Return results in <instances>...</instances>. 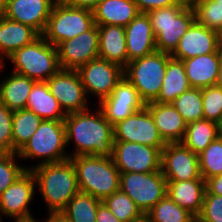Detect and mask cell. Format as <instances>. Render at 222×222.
Returning a JSON list of instances; mask_svg holds the SVG:
<instances>
[{
	"instance_id": "6da1fadb",
	"label": "cell",
	"mask_w": 222,
	"mask_h": 222,
	"mask_svg": "<svg viewBox=\"0 0 222 222\" xmlns=\"http://www.w3.org/2000/svg\"><path fill=\"white\" fill-rule=\"evenodd\" d=\"M90 113L89 109L81 112L69 113L64 119L66 146L75 143V151L70 157L78 155H96L112 157L114 143L113 126L105 118L102 110L96 109Z\"/></svg>"
},
{
	"instance_id": "7a4b0ae2",
	"label": "cell",
	"mask_w": 222,
	"mask_h": 222,
	"mask_svg": "<svg viewBox=\"0 0 222 222\" xmlns=\"http://www.w3.org/2000/svg\"><path fill=\"white\" fill-rule=\"evenodd\" d=\"M42 198L48 207V214L58 215L70 200L80 192L75 167L70 159L59 163L32 166Z\"/></svg>"
},
{
	"instance_id": "3957f363",
	"label": "cell",
	"mask_w": 222,
	"mask_h": 222,
	"mask_svg": "<svg viewBox=\"0 0 222 222\" xmlns=\"http://www.w3.org/2000/svg\"><path fill=\"white\" fill-rule=\"evenodd\" d=\"M69 159L75 167L80 192L103 201L119 190L120 172L112 157L78 155Z\"/></svg>"
},
{
	"instance_id": "277c9868",
	"label": "cell",
	"mask_w": 222,
	"mask_h": 222,
	"mask_svg": "<svg viewBox=\"0 0 222 222\" xmlns=\"http://www.w3.org/2000/svg\"><path fill=\"white\" fill-rule=\"evenodd\" d=\"M155 35L157 51L172 54L180 38L195 22L190 4H175L147 12Z\"/></svg>"
},
{
	"instance_id": "5b68a950",
	"label": "cell",
	"mask_w": 222,
	"mask_h": 222,
	"mask_svg": "<svg viewBox=\"0 0 222 222\" xmlns=\"http://www.w3.org/2000/svg\"><path fill=\"white\" fill-rule=\"evenodd\" d=\"M15 68L13 72L46 82L60 69L56 46L48 43L42 35L7 57Z\"/></svg>"
},
{
	"instance_id": "8992f818",
	"label": "cell",
	"mask_w": 222,
	"mask_h": 222,
	"mask_svg": "<svg viewBox=\"0 0 222 222\" xmlns=\"http://www.w3.org/2000/svg\"><path fill=\"white\" fill-rule=\"evenodd\" d=\"M66 135L64 121L42 120L38 129L17 153L19 158H43L37 165L59 163L70 158L65 152Z\"/></svg>"
},
{
	"instance_id": "52a82bcc",
	"label": "cell",
	"mask_w": 222,
	"mask_h": 222,
	"mask_svg": "<svg viewBox=\"0 0 222 222\" xmlns=\"http://www.w3.org/2000/svg\"><path fill=\"white\" fill-rule=\"evenodd\" d=\"M170 57L171 54L155 51L124 67V77L136 88L145 104L158 98Z\"/></svg>"
},
{
	"instance_id": "ba28073f",
	"label": "cell",
	"mask_w": 222,
	"mask_h": 222,
	"mask_svg": "<svg viewBox=\"0 0 222 222\" xmlns=\"http://www.w3.org/2000/svg\"><path fill=\"white\" fill-rule=\"evenodd\" d=\"M94 25L93 10L60 3L53 5L42 36L48 43L57 46L90 30Z\"/></svg>"
},
{
	"instance_id": "9c48e42d",
	"label": "cell",
	"mask_w": 222,
	"mask_h": 222,
	"mask_svg": "<svg viewBox=\"0 0 222 222\" xmlns=\"http://www.w3.org/2000/svg\"><path fill=\"white\" fill-rule=\"evenodd\" d=\"M119 190L127 194L145 215L167 195V181L161 170L120 173Z\"/></svg>"
},
{
	"instance_id": "30bf717a",
	"label": "cell",
	"mask_w": 222,
	"mask_h": 222,
	"mask_svg": "<svg viewBox=\"0 0 222 222\" xmlns=\"http://www.w3.org/2000/svg\"><path fill=\"white\" fill-rule=\"evenodd\" d=\"M112 159L120 173L161 170V150L133 142L114 141Z\"/></svg>"
},
{
	"instance_id": "8fae6325",
	"label": "cell",
	"mask_w": 222,
	"mask_h": 222,
	"mask_svg": "<svg viewBox=\"0 0 222 222\" xmlns=\"http://www.w3.org/2000/svg\"><path fill=\"white\" fill-rule=\"evenodd\" d=\"M81 78L86 94L98 97L100 102L124 77V68L116 63L97 58L76 70Z\"/></svg>"
},
{
	"instance_id": "7c38bea8",
	"label": "cell",
	"mask_w": 222,
	"mask_h": 222,
	"mask_svg": "<svg viewBox=\"0 0 222 222\" xmlns=\"http://www.w3.org/2000/svg\"><path fill=\"white\" fill-rule=\"evenodd\" d=\"M114 141L153 146L161 151L166 143L160 137L154 119L147 107L131 114L113 126Z\"/></svg>"
},
{
	"instance_id": "4fadbf2b",
	"label": "cell",
	"mask_w": 222,
	"mask_h": 222,
	"mask_svg": "<svg viewBox=\"0 0 222 222\" xmlns=\"http://www.w3.org/2000/svg\"><path fill=\"white\" fill-rule=\"evenodd\" d=\"M161 171L166 181L203 179L198 155L181 142L166 143L161 151Z\"/></svg>"
},
{
	"instance_id": "5bb4252c",
	"label": "cell",
	"mask_w": 222,
	"mask_h": 222,
	"mask_svg": "<svg viewBox=\"0 0 222 222\" xmlns=\"http://www.w3.org/2000/svg\"><path fill=\"white\" fill-rule=\"evenodd\" d=\"M35 186L34 174L27 170L0 195V215L13 218L15 221L34 220L29 204L33 199Z\"/></svg>"
},
{
	"instance_id": "9a60e30c",
	"label": "cell",
	"mask_w": 222,
	"mask_h": 222,
	"mask_svg": "<svg viewBox=\"0 0 222 222\" xmlns=\"http://www.w3.org/2000/svg\"><path fill=\"white\" fill-rule=\"evenodd\" d=\"M46 83L66 114L88 110V96L76 70L60 69Z\"/></svg>"
},
{
	"instance_id": "2e32d148",
	"label": "cell",
	"mask_w": 222,
	"mask_h": 222,
	"mask_svg": "<svg viewBox=\"0 0 222 222\" xmlns=\"http://www.w3.org/2000/svg\"><path fill=\"white\" fill-rule=\"evenodd\" d=\"M61 69L77 70L99 58V34L95 24L90 30L56 46Z\"/></svg>"
},
{
	"instance_id": "e0dca14e",
	"label": "cell",
	"mask_w": 222,
	"mask_h": 222,
	"mask_svg": "<svg viewBox=\"0 0 222 222\" xmlns=\"http://www.w3.org/2000/svg\"><path fill=\"white\" fill-rule=\"evenodd\" d=\"M220 37L221 34L218 31L209 29L195 21L180 38L179 44L171 57L185 60L199 55L221 53Z\"/></svg>"
},
{
	"instance_id": "ac0fdd59",
	"label": "cell",
	"mask_w": 222,
	"mask_h": 222,
	"mask_svg": "<svg viewBox=\"0 0 222 222\" xmlns=\"http://www.w3.org/2000/svg\"><path fill=\"white\" fill-rule=\"evenodd\" d=\"M52 8L48 0H8L5 17L30 26L42 35Z\"/></svg>"
},
{
	"instance_id": "d6986e66",
	"label": "cell",
	"mask_w": 222,
	"mask_h": 222,
	"mask_svg": "<svg viewBox=\"0 0 222 222\" xmlns=\"http://www.w3.org/2000/svg\"><path fill=\"white\" fill-rule=\"evenodd\" d=\"M124 28L128 62L157 51L155 35L147 13H140Z\"/></svg>"
},
{
	"instance_id": "ffe728a7",
	"label": "cell",
	"mask_w": 222,
	"mask_h": 222,
	"mask_svg": "<svg viewBox=\"0 0 222 222\" xmlns=\"http://www.w3.org/2000/svg\"><path fill=\"white\" fill-rule=\"evenodd\" d=\"M145 106L152 115L158 133L165 143L183 140L187 123L171 103L151 102Z\"/></svg>"
},
{
	"instance_id": "44dd1931",
	"label": "cell",
	"mask_w": 222,
	"mask_h": 222,
	"mask_svg": "<svg viewBox=\"0 0 222 222\" xmlns=\"http://www.w3.org/2000/svg\"><path fill=\"white\" fill-rule=\"evenodd\" d=\"M221 61V53H210L182 60L190 87L202 89L214 86Z\"/></svg>"
},
{
	"instance_id": "7402d4cb",
	"label": "cell",
	"mask_w": 222,
	"mask_h": 222,
	"mask_svg": "<svg viewBox=\"0 0 222 222\" xmlns=\"http://www.w3.org/2000/svg\"><path fill=\"white\" fill-rule=\"evenodd\" d=\"M139 14L140 11L134 0H102L93 9L94 23L97 26L126 27Z\"/></svg>"
},
{
	"instance_id": "603a6c76",
	"label": "cell",
	"mask_w": 222,
	"mask_h": 222,
	"mask_svg": "<svg viewBox=\"0 0 222 222\" xmlns=\"http://www.w3.org/2000/svg\"><path fill=\"white\" fill-rule=\"evenodd\" d=\"M205 180L167 181V195L197 217L202 210L205 195Z\"/></svg>"
},
{
	"instance_id": "cb8c5ba5",
	"label": "cell",
	"mask_w": 222,
	"mask_h": 222,
	"mask_svg": "<svg viewBox=\"0 0 222 222\" xmlns=\"http://www.w3.org/2000/svg\"><path fill=\"white\" fill-rule=\"evenodd\" d=\"M99 58L116 63L123 68L128 64L125 28L123 26H97Z\"/></svg>"
},
{
	"instance_id": "d4e9b609",
	"label": "cell",
	"mask_w": 222,
	"mask_h": 222,
	"mask_svg": "<svg viewBox=\"0 0 222 222\" xmlns=\"http://www.w3.org/2000/svg\"><path fill=\"white\" fill-rule=\"evenodd\" d=\"M38 36L39 34L30 26L12 21L5 16L0 18V64L4 61L3 57H9Z\"/></svg>"
},
{
	"instance_id": "484cf974",
	"label": "cell",
	"mask_w": 222,
	"mask_h": 222,
	"mask_svg": "<svg viewBox=\"0 0 222 222\" xmlns=\"http://www.w3.org/2000/svg\"><path fill=\"white\" fill-rule=\"evenodd\" d=\"M4 62L0 64V69ZM36 81L24 75L12 72L0 81V101L11 111L26 109L29 93Z\"/></svg>"
},
{
	"instance_id": "4316f807",
	"label": "cell",
	"mask_w": 222,
	"mask_h": 222,
	"mask_svg": "<svg viewBox=\"0 0 222 222\" xmlns=\"http://www.w3.org/2000/svg\"><path fill=\"white\" fill-rule=\"evenodd\" d=\"M26 109L33 111L43 120L64 121L67 114L58 100L51 94L46 82H35L29 93Z\"/></svg>"
},
{
	"instance_id": "83f0119b",
	"label": "cell",
	"mask_w": 222,
	"mask_h": 222,
	"mask_svg": "<svg viewBox=\"0 0 222 222\" xmlns=\"http://www.w3.org/2000/svg\"><path fill=\"white\" fill-rule=\"evenodd\" d=\"M190 88L182 60L170 57L166 67L161 91L154 102L172 103Z\"/></svg>"
},
{
	"instance_id": "f1b7e54d",
	"label": "cell",
	"mask_w": 222,
	"mask_h": 222,
	"mask_svg": "<svg viewBox=\"0 0 222 222\" xmlns=\"http://www.w3.org/2000/svg\"><path fill=\"white\" fill-rule=\"evenodd\" d=\"M220 135V124L207 119H200L187 124L181 143L198 155Z\"/></svg>"
},
{
	"instance_id": "f546056e",
	"label": "cell",
	"mask_w": 222,
	"mask_h": 222,
	"mask_svg": "<svg viewBox=\"0 0 222 222\" xmlns=\"http://www.w3.org/2000/svg\"><path fill=\"white\" fill-rule=\"evenodd\" d=\"M101 200L79 192L60 213L68 222H96V214Z\"/></svg>"
},
{
	"instance_id": "4dcf8cb0",
	"label": "cell",
	"mask_w": 222,
	"mask_h": 222,
	"mask_svg": "<svg viewBox=\"0 0 222 222\" xmlns=\"http://www.w3.org/2000/svg\"><path fill=\"white\" fill-rule=\"evenodd\" d=\"M42 120L41 117L28 109L13 111V153H18L24 147L38 129Z\"/></svg>"
},
{
	"instance_id": "1f68e13d",
	"label": "cell",
	"mask_w": 222,
	"mask_h": 222,
	"mask_svg": "<svg viewBox=\"0 0 222 222\" xmlns=\"http://www.w3.org/2000/svg\"><path fill=\"white\" fill-rule=\"evenodd\" d=\"M196 217L174 203L168 195L145 214V222H193Z\"/></svg>"
},
{
	"instance_id": "d6a6232c",
	"label": "cell",
	"mask_w": 222,
	"mask_h": 222,
	"mask_svg": "<svg viewBox=\"0 0 222 222\" xmlns=\"http://www.w3.org/2000/svg\"><path fill=\"white\" fill-rule=\"evenodd\" d=\"M108 209L122 222H144L145 215L134 201L125 193L118 190L102 201Z\"/></svg>"
},
{
	"instance_id": "836d02e7",
	"label": "cell",
	"mask_w": 222,
	"mask_h": 222,
	"mask_svg": "<svg viewBox=\"0 0 222 222\" xmlns=\"http://www.w3.org/2000/svg\"><path fill=\"white\" fill-rule=\"evenodd\" d=\"M195 21L222 34V0H191Z\"/></svg>"
},
{
	"instance_id": "e575fe53",
	"label": "cell",
	"mask_w": 222,
	"mask_h": 222,
	"mask_svg": "<svg viewBox=\"0 0 222 222\" xmlns=\"http://www.w3.org/2000/svg\"><path fill=\"white\" fill-rule=\"evenodd\" d=\"M188 124L204 119L202 89L190 87L171 103Z\"/></svg>"
},
{
	"instance_id": "d590c367",
	"label": "cell",
	"mask_w": 222,
	"mask_h": 222,
	"mask_svg": "<svg viewBox=\"0 0 222 222\" xmlns=\"http://www.w3.org/2000/svg\"><path fill=\"white\" fill-rule=\"evenodd\" d=\"M201 177L208 178L222 174V135L198 154Z\"/></svg>"
},
{
	"instance_id": "8d00e7d4",
	"label": "cell",
	"mask_w": 222,
	"mask_h": 222,
	"mask_svg": "<svg viewBox=\"0 0 222 222\" xmlns=\"http://www.w3.org/2000/svg\"><path fill=\"white\" fill-rule=\"evenodd\" d=\"M17 153H0V195L20 176L32 167L17 165Z\"/></svg>"
},
{
	"instance_id": "74e56055",
	"label": "cell",
	"mask_w": 222,
	"mask_h": 222,
	"mask_svg": "<svg viewBox=\"0 0 222 222\" xmlns=\"http://www.w3.org/2000/svg\"><path fill=\"white\" fill-rule=\"evenodd\" d=\"M204 119L222 125V88L214 85L202 88Z\"/></svg>"
},
{
	"instance_id": "f35d334b",
	"label": "cell",
	"mask_w": 222,
	"mask_h": 222,
	"mask_svg": "<svg viewBox=\"0 0 222 222\" xmlns=\"http://www.w3.org/2000/svg\"><path fill=\"white\" fill-rule=\"evenodd\" d=\"M99 104V108L112 126L145 107V103H123L118 101H100Z\"/></svg>"
},
{
	"instance_id": "ab89813d",
	"label": "cell",
	"mask_w": 222,
	"mask_h": 222,
	"mask_svg": "<svg viewBox=\"0 0 222 222\" xmlns=\"http://www.w3.org/2000/svg\"><path fill=\"white\" fill-rule=\"evenodd\" d=\"M13 111L0 101V153H13Z\"/></svg>"
},
{
	"instance_id": "60d3db41",
	"label": "cell",
	"mask_w": 222,
	"mask_h": 222,
	"mask_svg": "<svg viewBox=\"0 0 222 222\" xmlns=\"http://www.w3.org/2000/svg\"><path fill=\"white\" fill-rule=\"evenodd\" d=\"M198 222H222V196L205 194Z\"/></svg>"
},
{
	"instance_id": "b9f144b4",
	"label": "cell",
	"mask_w": 222,
	"mask_h": 222,
	"mask_svg": "<svg viewBox=\"0 0 222 222\" xmlns=\"http://www.w3.org/2000/svg\"><path fill=\"white\" fill-rule=\"evenodd\" d=\"M101 101H118L123 103H144L136 88L123 77L112 93Z\"/></svg>"
},
{
	"instance_id": "7bdbcfd3",
	"label": "cell",
	"mask_w": 222,
	"mask_h": 222,
	"mask_svg": "<svg viewBox=\"0 0 222 222\" xmlns=\"http://www.w3.org/2000/svg\"><path fill=\"white\" fill-rule=\"evenodd\" d=\"M140 13H147L158 8H165L175 4H190L187 0H134Z\"/></svg>"
},
{
	"instance_id": "ee69618b",
	"label": "cell",
	"mask_w": 222,
	"mask_h": 222,
	"mask_svg": "<svg viewBox=\"0 0 222 222\" xmlns=\"http://www.w3.org/2000/svg\"><path fill=\"white\" fill-rule=\"evenodd\" d=\"M205 194L222 196V174L205 180Z\"/></svg>"
},
{
	"instance_id": "f6af8a7d",
	"label": "cell",
	"mask_w": 222,
	"mask_h": 222,
	"mask_svg": "<svg viewBox=\"0 0 222 222\" xmlns=\"http://www.w3.org/2000/svg\"><path fill=\"white\" fill-rule=\"evenodd\" d=\"M96 222H122L108 209V207L102 202L96 214Z\"/></svg>"
},
{
	"instance_id": "bcb514c9",
	"label": "cell",
	"mask_w": 222,
	"mask_h": 222,
	"mask_svg": "<svg viewBox=\"0 0 222 222\" xmlns=\"http://www.w3.org/2000/svg\"><path fill=\"white\" fill-rule=\"evenodd\" d=\"M101 1L102 0H63L62 3L72 7H80L93 10Z\"/></svg>"
},
{
	"instance_id": "7dc6e473",
	"label": "cell",
	"mask_w": 222,
	"mask_h": 222,
	"mask_svg": "<svg viewBox=\"0 0 222 222\" xmlns=\"http://www.w3.org/2000/svg\"><path fill=\"white\" fill-rule=\"evenodd\" d=\"M45 222H68L60 214L49 215Z\"/></svg>"
},
{
	"instance_id": "c3c4849f",
	"label": "cell",
	"mask_w": 222,
	"mask_h": 222,
	"mask_svg": "<svg viewBox=\"0 0 222 222\" xmlns=\"http://www.w3.org/2000/svg\"><path fill=\"white\" fill-rule=\"evenodd\" d=\"M8 0H0V18L5 16Z\"/></svg>"
},
{
	"instance_id": "681fc988",
	"label": "cell",
	"mask_w": 222,
	"mask_h": 222,
	"mask_svg": "<svg viewBox=\"0 0 222 222\" xmlns=\"http://www.w3.org/2000/svg\"><path fill=\"white\" fill-rule=\"evenodd\" d=\"M215 85L222 88V61L219 65V71H218L217 80H216Z\"/></svg>"
},
{
	"instance_id": "f907efd6",
	"label": "cell",
	"mask_w": 222,
	"mask_h": 222,
	"mask_svg": "<svg viewBox=\"0 0 222 222\" xmlns=\"http://www.w3.org/2000/svg\"><path fill=\"white\" fill-rule=\"evenodd\" d=\"M48 1H50L53 5H57L62 3L63 0H48Z\"/></svg>"
},
{
	"instance_id": "816d5d0a",
	"label": "cell",
	"mask_w": 222,
	"mask_h": 222,
	"mask_svg": "<svg viewBox=\"0 0 222 222\" xmlns=\"http://www.w3.org/2000/svg\"><path fill=\"white\" fill-rule=\"evenodd\" d=\"M15 222H39L38 219H34V220H31V221H15Z\"/></svg>"
},
{
	"instance_id": "f5cc1de1",
	"label": "cell",
	"mask_w": 222,
	"mask_h": 222,
	"mask_svg": "<svg viewBox=\"0 0 222 222\" xmlns=\"http://www.w3.org/2000/svg\"><path fill=\"white\" fill-rule=\"evenodd\" d=\"M220 51H221V54H222V34H221V37H220Z\"/></svg>"
}]
</instances>
